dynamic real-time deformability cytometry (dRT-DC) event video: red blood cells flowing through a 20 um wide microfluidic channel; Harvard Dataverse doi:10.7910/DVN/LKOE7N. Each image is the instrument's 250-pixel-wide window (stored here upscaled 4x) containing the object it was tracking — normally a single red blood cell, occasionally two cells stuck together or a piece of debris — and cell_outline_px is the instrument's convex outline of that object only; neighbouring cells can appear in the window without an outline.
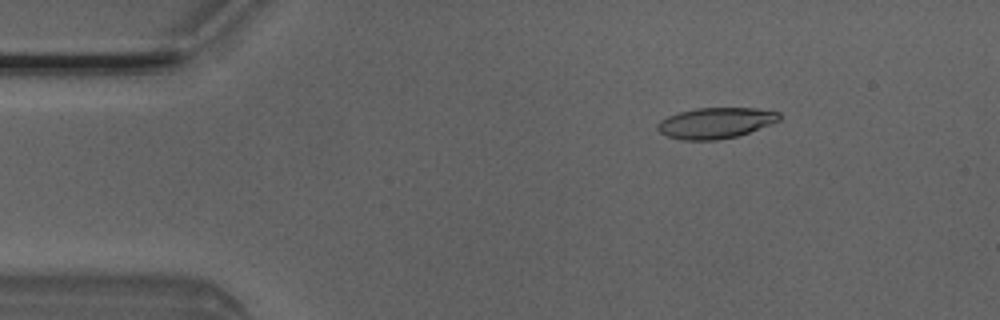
{"species": "Egyptian fruit bat (a non-hibernating species)", "species_latin": "Rousettus aegyptiacus", "temperature_condition": "room temperature", "stored_images_in_passage": 4, "camera_frame_rate_fps": 3000, "um_per_image_px": 0.085, "animal": {"sex": "male"}, "frame": {"image": 1, "passage_image": 3, "time_ms": 0.667, "image_size_px": [1000, 320], "cell_outline_px": [[780, 120], [748, 132], [736, 136], [716, 140], [680, 140], [668, 136], [660, 132], [656, 128], [656, 124], [660, 120], [668, 116], [680, 112], [696, 108], [756, 108], [780, 112]], "centroid_in_image_um": [60.79, 10.45], "position_along_channel_um": 24.2, "area_um2": 21.73}}